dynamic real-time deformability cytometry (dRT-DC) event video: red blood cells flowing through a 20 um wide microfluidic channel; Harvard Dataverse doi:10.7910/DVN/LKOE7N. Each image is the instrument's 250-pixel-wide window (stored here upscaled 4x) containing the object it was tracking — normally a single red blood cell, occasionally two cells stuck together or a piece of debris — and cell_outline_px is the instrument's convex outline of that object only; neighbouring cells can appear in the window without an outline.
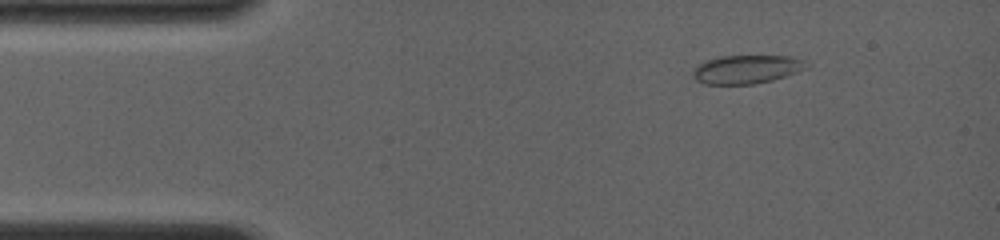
{"species": "common noctule bat (a hibernating species)", "species_latin": "Nyctalus noctula", "temperature_condition": "room temperature", "stored_images_in_passage": 7, "camera_frame_rate_fps": 4000, "um_per_image_px": 0.085, "animal": {"sex": "female", "body_mass_g": 19.0, "forearm_length_mm": 56.7}, "frame": {"image": 1, "passage_image": 2, "time_ms": 0.5, "image_size_px": [1000, 240], "cell_outline_px": [[808, 68], [772, 80], [752, 84], [704, 84], [696, 80], [692, 76], [692, 72], [704, 60], [720, 56], [792, 56], [804, 60], [808, 64]], "centroid_in_image_um": [63.46, 5.88], "position_along_channel_um": 21.5, "area_um2": 18.84}}
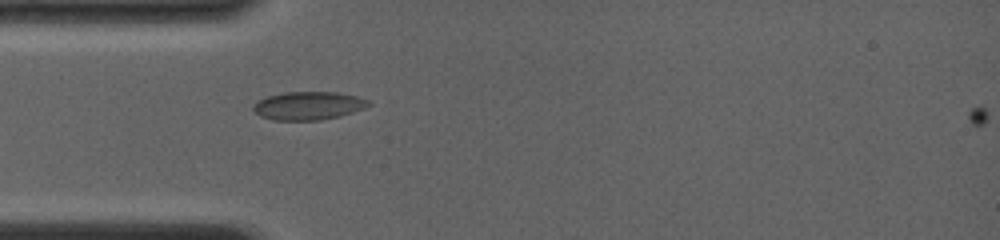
{"frame": {"image": 2, "passage_image": 6, "time_ms": 3.0, "image_size_px": [1000, 240], "cell_outline_px": [[372, 104], [364, 108], [340, 116], [320, 120], [272, 120], [260, 116], [252, 108], [252, 104], [256, 100], [268, 96], [284, 92], [336, 92], [356, 96], [372, 100]], "centroid_in_image_um": [26.21, 8.98], "position_along_channel_um": 58.8, "area_um2": 19.13}}